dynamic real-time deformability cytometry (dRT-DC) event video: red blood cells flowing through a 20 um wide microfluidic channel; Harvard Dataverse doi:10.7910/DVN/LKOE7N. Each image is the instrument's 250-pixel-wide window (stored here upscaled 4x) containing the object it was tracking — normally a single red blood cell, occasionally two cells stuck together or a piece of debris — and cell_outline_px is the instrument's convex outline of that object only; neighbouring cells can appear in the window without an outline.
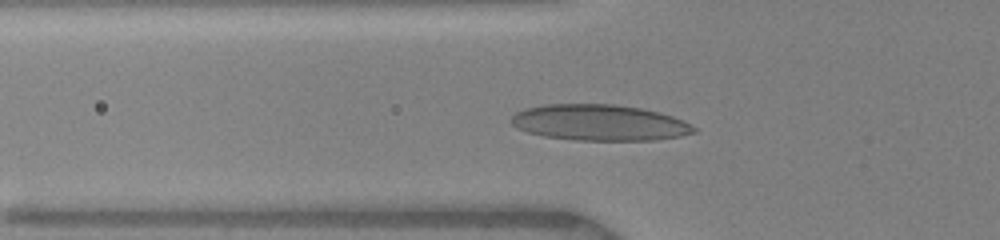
{"species": "human", "species_latin": "Homo sapiens", "temperature_condition": "warm", "stored_images_in_passage": 7, "camera_frame_rate_fps": 3000, "um_per_image_px": 0.085, "donor": {"sex": "female"}, "frame": {"image": 1, "passage_image": 3, "time_ms": 0.333, "image_size_px": [1000, 240], "cell_outline_px": [[696, 132], [680, 136], [656, 140], [576, 140], [544, 136], [528, 132], [516, 128], [508, 120], [516, 112], [528, 108], [548, 104], [612, 104], [640, 108], [660, 112], [672, 116], [696, 128]], "centroid_in_image_um": [50.93, 10.42], "position_along_channel_um": 74.9, "area_um2": 38.15}}